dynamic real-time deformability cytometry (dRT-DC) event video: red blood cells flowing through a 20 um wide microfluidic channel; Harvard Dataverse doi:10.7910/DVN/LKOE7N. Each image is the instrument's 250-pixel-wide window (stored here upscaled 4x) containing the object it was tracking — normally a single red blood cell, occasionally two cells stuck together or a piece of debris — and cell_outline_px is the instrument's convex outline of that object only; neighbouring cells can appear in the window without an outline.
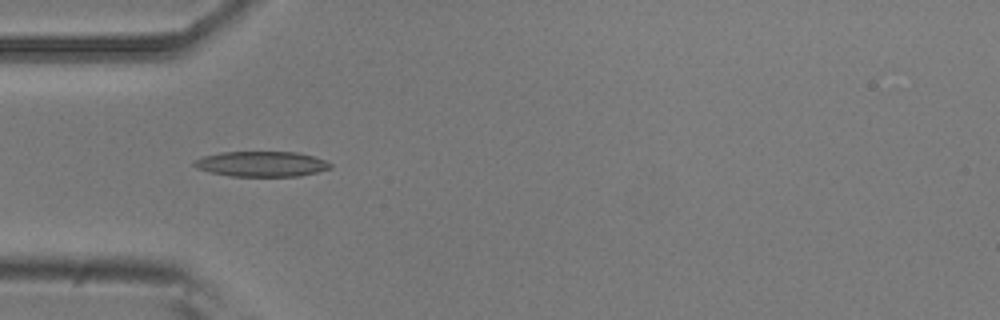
{"species": "common noctule bat (a hibernating species)", "species_latin": "Nyctalus noctula", "temperature_condition": "room temperature", "stored_images_in_passage": 5, "camera_frame_rate_fps": 3000, "um_per_image_px": 0.085, "animal": {"sex": "male", "body_mass_g": 20.5, "forearm_length_mm": 52.5}, "frame": {"image": 1, "passage_image": 3, "time_ms": 0.667, "image_size_px": [1000, 320], "cell_outline_px": [[332, 168], [300, 176], [232, 176], [212, 172], [196, 168], [192, 164], [192, 160], [204, 156], [220, 152], [296, 152], [312, 156], [324, 160], [332, 164]], "centroid_in_image_um": [22.21, 13.93], "position_along_channel_um": 62.8, "area_um2": 20.0}}
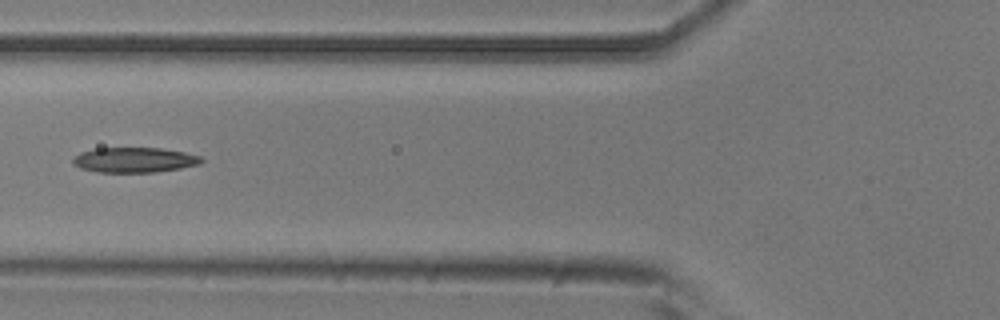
{"frame": {"image": 2, "passage_image": 4, "time_ms": 1.0, "image_size_px": [1000, 320], "cell_outline_px": [[204, 160], [200, 164], [180, 168], [156, 172], [96, 172], [80, 168], [72, 164], [72, 160], [80, 152], [96, 148], [160, 148], [184, 152], [200, 156]], "centroid_in_image_um": [11.41, 13.6], "position_along_channel_um": 114.4, "area_um2": 18.79}}
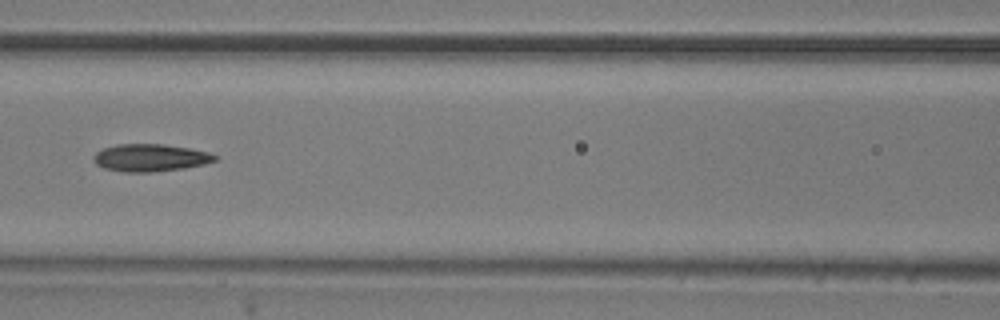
{"frame": {"image": 3, "passage_image": 5, "time_ms": 1.333, "image_size_px": [1000, 320], "cell_outline_px": [[220, 156], [216, 160], [204, 164], [184, 168], [152, 172], [124, 172], [104, 168], [96, 164], [92, 160], [92, 156], [96, 152], [104, 148], [116, 144], [164, 144], [188, 148], [208, 152]], "centroid_in_image_um": [12.76, 13.4], "position_along_channel_um": 153.8, "area_um2": 19.48}}